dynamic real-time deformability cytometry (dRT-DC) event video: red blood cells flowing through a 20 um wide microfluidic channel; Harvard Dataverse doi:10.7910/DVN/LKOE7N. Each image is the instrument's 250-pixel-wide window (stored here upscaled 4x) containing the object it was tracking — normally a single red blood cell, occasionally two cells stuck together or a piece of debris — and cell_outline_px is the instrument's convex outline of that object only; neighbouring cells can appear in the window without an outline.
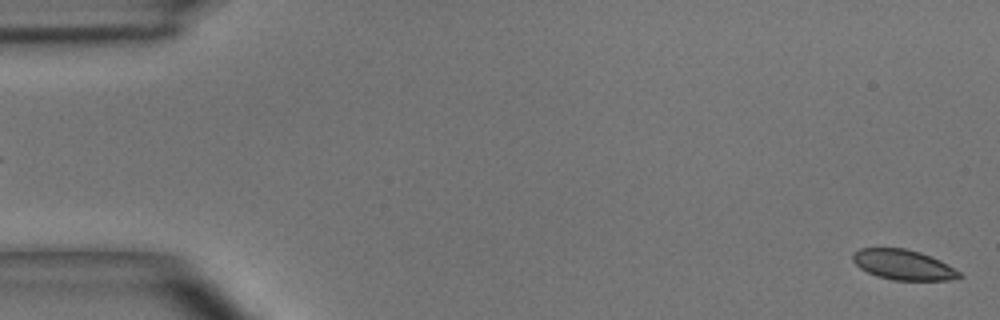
{"species": "common noctule bat (a hibernating species)", "species_latin": "Nyctalus noctula", "temperature_condition": "room temperature", "stored_images_in_passage": 4, "segment_of_instrument_passage": [2, 2], "camera_frame_rate_fps": 3000, "um_per_image_px": 0.085, "animal": {"sex": "male", "body_mass_g": 15.6}, "frame": {"image": 1, "passage_image": 4, "time_ms": 1.0, "image_size_px": [1000, 320], "cell_outline_px": [[964, 276], [948, 280], [892, 280], [876, 276], [860, 268], [852, 260], [852, 252], [860, 248], [904, 248], [920, 252], [940, 260], [960, 272]], "centroid_in_image_um": [76.75, 22.5], "position_along_channel_um": 8.2, "area_um2": 18.73}}